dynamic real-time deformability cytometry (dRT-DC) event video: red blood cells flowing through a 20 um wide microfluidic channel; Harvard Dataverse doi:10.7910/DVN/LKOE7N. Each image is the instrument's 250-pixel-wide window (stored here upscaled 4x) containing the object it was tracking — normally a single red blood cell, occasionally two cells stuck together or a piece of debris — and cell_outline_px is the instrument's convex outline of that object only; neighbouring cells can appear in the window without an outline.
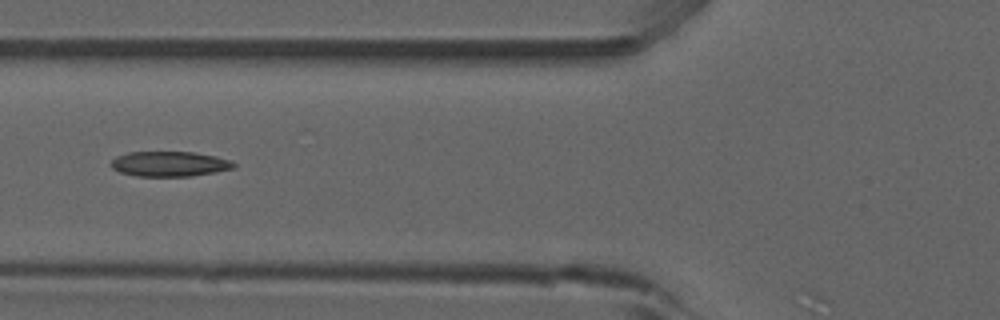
{"species": "common noctule bat (a hibernating species)", "species_latin": "Nyctalus noctula", "temperature_condition": "room temperature", "stored_images_in_passage": 14, "camera_frame_rate_fps": 3000, "um_per_image_px": 0.085, "animal": {"sex": "male", "forearm_length_mm": 52.5}, "frame": {"image": 1, "passage_image": 6, "time_ms": 1.667, "image_size_px": [1000, 320], "cell_outline_px": [[236, 168], [216, 172], [192, 176], [136, 176], [120, 172], [112, 168], [108, 164], [116, 156], [128, 152], [192, 152], [216, 156], [232, 160], [236, 164]], "centroid_in_image_um": [14.42, 13.93], "position_along_channel_um": 111.4, "area_um2": 18.15}}